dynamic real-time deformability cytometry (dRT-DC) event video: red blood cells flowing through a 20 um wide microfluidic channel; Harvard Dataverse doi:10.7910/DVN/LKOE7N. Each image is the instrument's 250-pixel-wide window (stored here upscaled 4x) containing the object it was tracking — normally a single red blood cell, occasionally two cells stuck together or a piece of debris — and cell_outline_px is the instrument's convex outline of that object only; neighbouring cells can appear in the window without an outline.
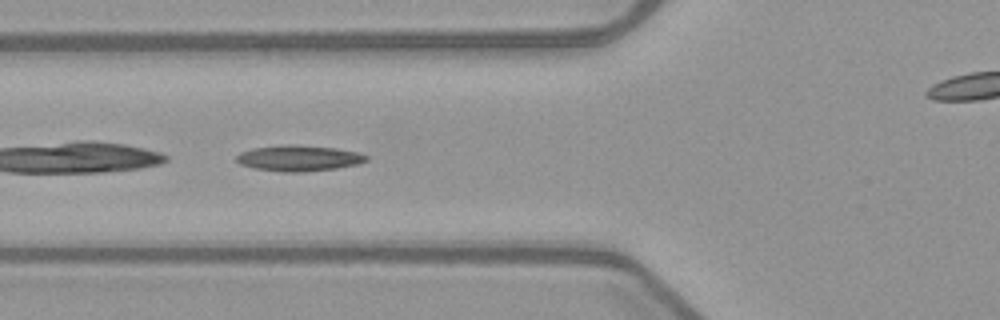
{"species": "common noctule bat (a hibernating species)", "species_latin": "Nyctalus noctula", "temperature_condition": "warm", "stored_images_in_passage": 52, "camera_frame_rate_fps": 3000, "um_per_image_px": 0.085, "animal": {"sex": "female", "body_mass_g": 21.9}, "frame": {"image": 1, "passage_image": 20, "time_ms": 6.333, "image_size_px": [1000, 320], "cell_outline_px": [[368, 160], [360, 164], [336, 168], [304, 172], [280, 172], [252, 168], [240, 164], [236, 160], [236, 156], [240, 152], [252, 148], [292, 144], [296, 144], [336, 148], [360, 152], [368, 156]], "centroid_in_image_um": [25.41, 13.45], "position_along_channel_um": 100.4, "area_um2": 19.83}}
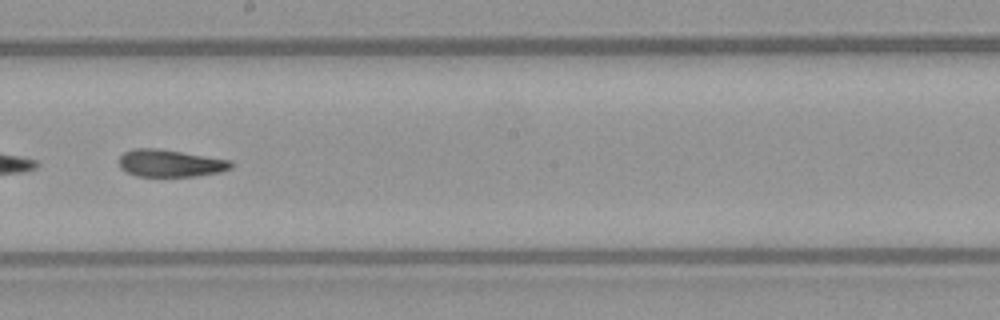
{"frame": {"image": 2, "passage_image": 30, "time_ms": 9.667, "image_size_px": [1000, 320], "cell_outline_px": [[232, 168], [220, 172], [196, 176], [136, 176], [120, 168], [120, 156], [124, 152], [132, 148], [156, 148], [232, 160]], "centroid_in_image_um": [14.47, 13.87], "position_along_channel_um": 233.7, "area_um2": 17.74}}
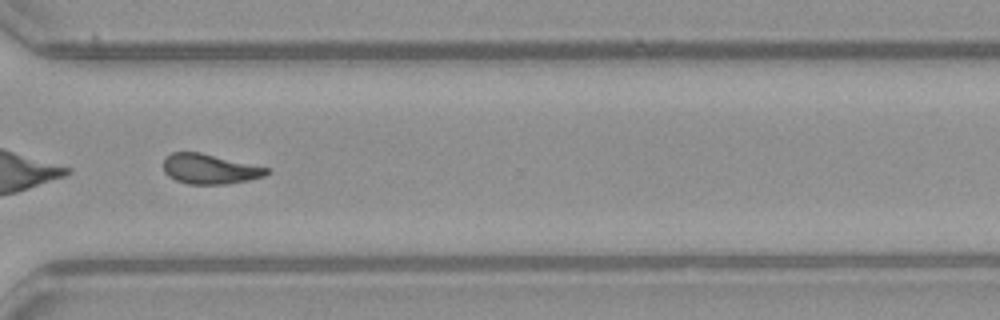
{"frame": {"image": 3, "passage_image": 39, "time_ms": 12.667, "image_size_px": [1000, 320], "cell_outline_px": [[272, 172], [264, 176], [248, 180], [228, 184], [188, 184], [176, 180], [168, 176], [164, 172], [164, 160], [172, 152], [200, 152], [268, 168]], "centroid_in_image_um": [17.83, 14.37], "position_along_channel_um": 352.8, "area_um2": 17.92}, "authors_computed_cell_mechanics": {"area_um2": 18.5249, "velocity_mm_per_s": 3.9749, "shape_relaxation_time_tau1_ms": 10.1553, "shape_relaxation_time_tau2_ms": 6.3843, "deformation_change_tau1": 0.2584, "deformation_change_tau2": 0.1364}}